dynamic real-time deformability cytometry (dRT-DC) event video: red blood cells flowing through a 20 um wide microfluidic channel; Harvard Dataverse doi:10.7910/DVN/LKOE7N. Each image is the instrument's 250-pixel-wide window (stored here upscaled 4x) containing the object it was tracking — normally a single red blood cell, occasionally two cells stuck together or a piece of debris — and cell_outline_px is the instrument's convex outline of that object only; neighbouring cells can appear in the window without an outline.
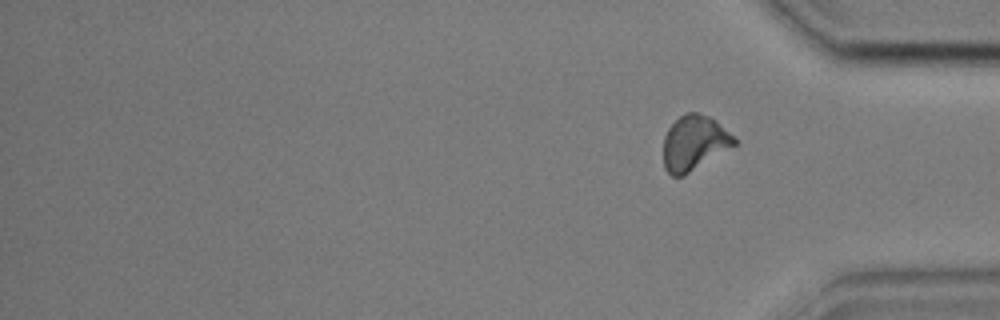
{"species": "common noctule bat (a hibernating species)", "species_latin": "Nyctalus noctula", "temperature_condition": "cold", "stored_images_in_passage": 56, "segment_of_instrument_passage": [2, 2], "camera_frame_rate_fps": 3000, "um_per_image_px": 0.085, "animal": {"sex": "male", "body_mass_g": 17.9, "forearm_length_mm": 54.2}, "frame": {"image": 1, "passage_image": 56, "time_ms": 18.333, "image_size_px": [1000, 320], "cell_outline_px": [[736, 144], [684, 176], [672, 176], [664, 168], [664, 136], [668, 128], [680, 116], [688, 112], [696, 112], [708, 116], [716, 120], [736, 140]], "centroid_in_image_um": [58.98, 12.15], "position_along_channel_um": 376.2, "area_um2": 22.37}}